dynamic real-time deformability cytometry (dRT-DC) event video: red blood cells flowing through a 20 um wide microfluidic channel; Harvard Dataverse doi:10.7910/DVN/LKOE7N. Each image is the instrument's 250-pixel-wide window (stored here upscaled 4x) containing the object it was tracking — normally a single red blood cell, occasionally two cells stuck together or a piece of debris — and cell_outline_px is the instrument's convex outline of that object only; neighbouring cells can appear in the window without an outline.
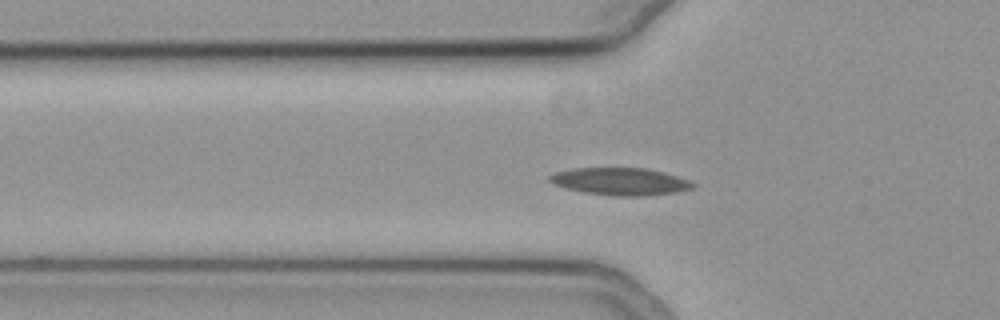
{"species": "common noctule bat (a hibernating species)", "species_latin": "Nyctalus noctula", "temperature_condition": "cold", "stored_images_in_passage": 41, "camera_frame_rate_fps": 3000, "um_per_image_px": 0.085, "animal": {"sex": "female", "body_mass_g": 19.3, "forearm_length_mm": 54.1}, "frame": {"image": 1, "passage_image": 3, "time_ms": 0.667, "image_size_px": [1000, 320], "cell_outline_px": [[696, 184], [692, 188], [676, 192], [644, 196], [612, 196], [584, 192], [552, 184], [548, 180], [548, 176], [556, 172], [572, 168], [648, 168], [664, 172], [688, 180]], "centroid_in_image_um": [52.71, 15.42], "position_along_channel_um": 73.1, "area_um2": 22.83}}
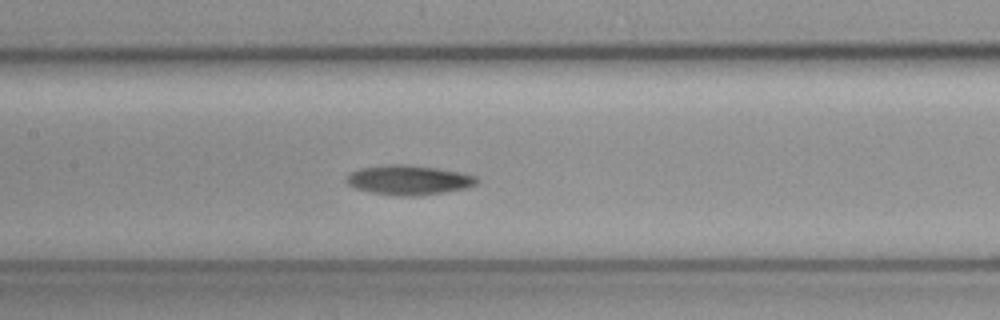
{"frame": {"image": 2, "passage_image": 11, "time_ms": 3.333, "image_size_px": [1000, 320], "cell_outline_px": [[480, 180], [476, 184], [468, 188], [444, 192], [416, 196], [400, 196], [372, 192], [356, 188], [348, 184], [344, 180], [352, 172], [360, 168], [388, 164], [408, 164], [436, 168], [460, 172], [476, 176]], "centroid_in_image_um": [34.77, 15.3], "position_along_channel_um": 172.6, "area_um2": 22.48}}
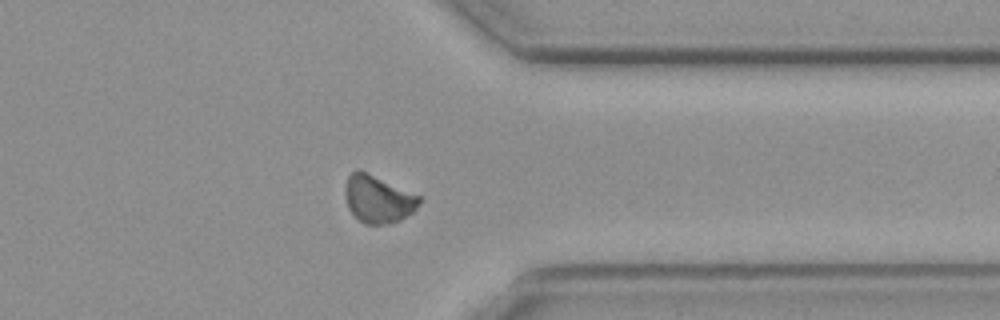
{"frame": {"image": 3, "passage_image": 28, "time_ms": 9.0, "image_size_px": [1000, 320], "cell_outline_px": [[424, 196], [420, 204], [412, 212], [400, 220], [388, 224], [364, 224], [348, 208], [344, 196], [344, 188], [348, 176], [352, 172], [368, 172]], "centroid_in_image_um": [32.18, 16.92], "position_along_channel_um": 379.2, "area_um2": 20.81}, "authors_computed_cell_mechanics": {"area_um2": 20.7502, "velocity_mm_per_s": 3.7412, "shape_relaxation_time_tau1_ms": 5.1235, "shape_relaxation_time_tau2_ms": null, "deformation_change_tau1": 0.0788, "deformation_change_tau2": null}}